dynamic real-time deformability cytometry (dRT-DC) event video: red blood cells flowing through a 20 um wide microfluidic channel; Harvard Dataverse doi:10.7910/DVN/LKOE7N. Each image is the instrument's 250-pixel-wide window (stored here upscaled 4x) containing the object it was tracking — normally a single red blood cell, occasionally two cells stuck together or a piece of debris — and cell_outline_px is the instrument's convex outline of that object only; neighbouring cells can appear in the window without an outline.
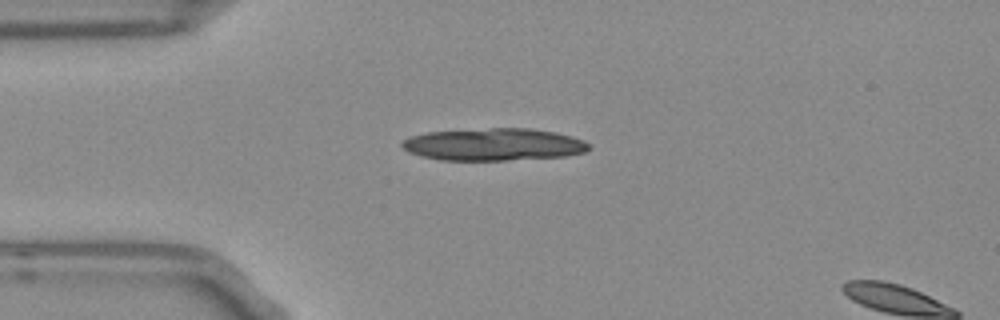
{"species": "Egyptian fruit bat (a non-hibernating species)", "species_latin": "Rousettus aegyptiacus", "temperature_condition": "room temperature", "stored_images_in_passage": 3, "camera_frame_rate_fps": 3000, "um_per_image_px": 0.085, "frame": {"image": 1, "passage_image": 1, "time_ms": 0.0, "image_size_px": [1000, 320], "cell_outline_px": [[588, 148], [584, 152], [564, 156], [508, 160], [440, 160], [408, 152], [400, 144], [408, 136], [428, 132], [488, 128], [528, 128], [556, 132], [572, 136], [584, 140], [588, 144]], "centroid_in_image_um": [41.95, 12.27], "position_along_channel_um": 43.1, "area_um2": 35.08}}